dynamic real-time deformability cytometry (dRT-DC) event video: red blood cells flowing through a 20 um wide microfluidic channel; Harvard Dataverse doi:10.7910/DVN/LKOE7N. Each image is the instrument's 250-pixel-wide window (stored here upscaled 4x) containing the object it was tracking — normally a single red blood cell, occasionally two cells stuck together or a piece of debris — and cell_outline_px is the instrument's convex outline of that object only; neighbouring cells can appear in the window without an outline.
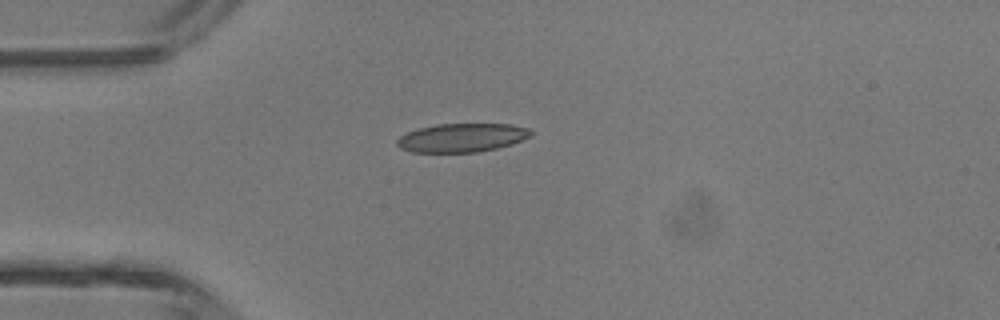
{"species": "common noctule bat (a hibernating species)", "species_latin": "Nyctalus noctula", "temperature_condition": "room temperature", "stored_images_in_passage": 2, "camera_frame_rate_fps": 3000, "um_per_image_px": 0.085, "animal": {"sex": "male", "body_mass_g": 13.3}, "frame": {"image": 1, "passage_image": 1, "time_ms": 0.0, "image_size_px": [1000, 320], "cell_outline_px": [[532, 136], [524, 140], [512, 144], [496, 148], [476, 152], [412, 152], [400, 148], [396, 144], [396, 140], [400, 136], [408, 132], [420, 128], [436, 124], [512, 124], [528, 128], [532, 132]], "centroid_in_image_um": [39.28, 11.7], "position_along_channel_um": 45.7, "area_um2": 22.37}}